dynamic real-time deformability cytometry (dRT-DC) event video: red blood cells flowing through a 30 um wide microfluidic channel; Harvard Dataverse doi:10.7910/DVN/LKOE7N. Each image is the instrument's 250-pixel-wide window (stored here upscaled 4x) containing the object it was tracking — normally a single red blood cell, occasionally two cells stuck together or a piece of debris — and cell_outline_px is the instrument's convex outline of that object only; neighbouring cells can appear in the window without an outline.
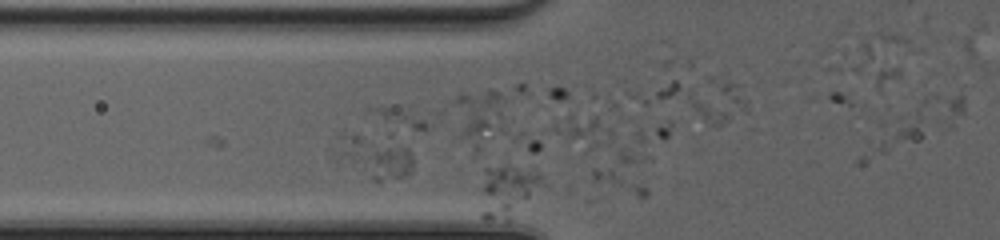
{"species": "common noctule bat (a hibernating species)", "species_latin": "Nyctalus noctula", "temperature_condition": "cold", "stored_images_in_passage": 5, "camera_frame_rate_fps": 3000, "um_per_image_px": 0.085, "animal": {"sex": "female", "body_mass_g": 20.0, "forearm_length_mm": 54.0}, "frame": {"image": 1, "passage_image": 4, "time_ms": 1.0, "image_size_px": [1000, 240], "cell_outline_px": [[544, 184], [508, 220], [484, 220], [480, 216], [480, 212], [484, 168], [512, 168], [536, 172], [540, 176]], "centroid_in_image_um": [43.08, 16.3], "position_along_channel_um": 82.7, "area_um2": 17.8}}